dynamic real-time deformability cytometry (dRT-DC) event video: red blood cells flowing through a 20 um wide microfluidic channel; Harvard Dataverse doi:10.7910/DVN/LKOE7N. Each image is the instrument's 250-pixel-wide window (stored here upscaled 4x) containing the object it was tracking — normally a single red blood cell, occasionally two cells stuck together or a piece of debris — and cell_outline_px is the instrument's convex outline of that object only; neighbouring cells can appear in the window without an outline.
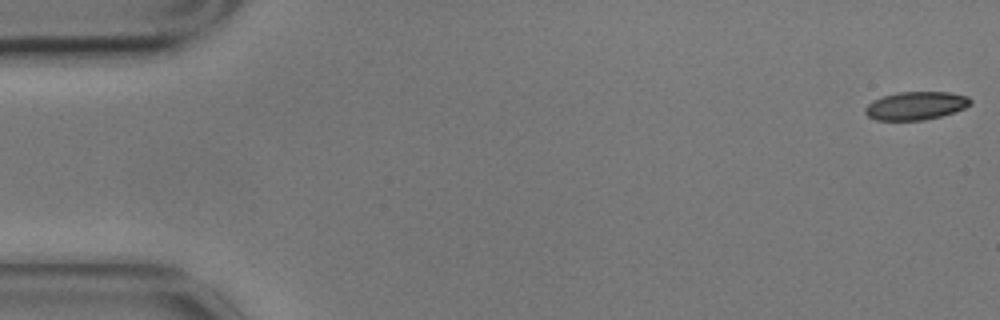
{"species": "common noctule bat (a hibernating species)", "species_latin": "Nyctalus noctula", "temperature_condition": "cold", "stored_images_in_passage": 59, "camera_frame_rate_fps": 3000, "um_per_image_px": 0.085, "animal": {"sex": "male", "body_mass_g": 17.9}, "frame": {"image": 1, "passage_image": 1, "time_ms": 0.0, "image_size_px": [1000, 320], "cell_outline_px": [[972, 104], [964, 108], [940, 116], [924, 120], [876, 120], [868, 116], [864, 112], [864, 108], [872, 100], [884, 96], [900, 92], [948, 92], [968, 96], [972, 100]], "centroid_in_image_um": [77.84, 8.98], "position_along_channel_um": 7.2, "area_um2": 17.22}}
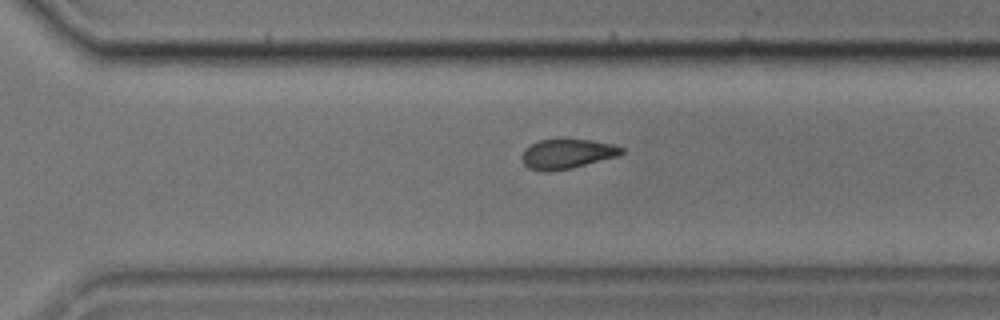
{"frame": {"image": 2, "passage_image": 40, "time_ms": 13.0, "image_size_px": [1000, 320], "cell_outline_px": [[624, 152], [620, 156], [572, 168], [548, 172], [540, 172], [528, 168], [524, 164], [520, 156], [524, 148], [540, 140], [592, 140], [612, 144], [624, 148]], "centroid_in_image_um": [48.19, 13.1], "position_along_channel_um": 322.4, "area_um2": 17.4}}
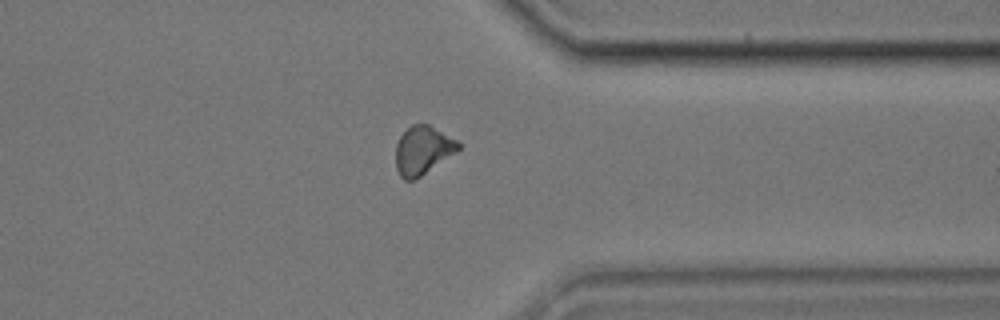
{"frame": {"image": 3, "passage_image": 45, "time_ms": 14.667, "image_size_px": [1000, 320], "cell_outline_px": [[460, 148], [456, 152], [420, 176], [412, 180], [404, 180], [400, 176], [396, 168], [396, 144], [400, 136], [412, 124], [428, 124], [456, 140], [460, 144]], "centroid_in_image_um": [35.91, 12.77], "position_along_channel_um": 375.5, "area_um2": 17.34}, "authors_computed_cell_mechanics": {"area_um2": 17.9758, "velocity_mm_per_s": 3.4703, "shape_relaxation_time_tau1_ms": 2.2528, "shape_relaxation_time_tau2_ms": null, "deformation_change_tau1": 0.0978, "deformation_change_tau2": null}}